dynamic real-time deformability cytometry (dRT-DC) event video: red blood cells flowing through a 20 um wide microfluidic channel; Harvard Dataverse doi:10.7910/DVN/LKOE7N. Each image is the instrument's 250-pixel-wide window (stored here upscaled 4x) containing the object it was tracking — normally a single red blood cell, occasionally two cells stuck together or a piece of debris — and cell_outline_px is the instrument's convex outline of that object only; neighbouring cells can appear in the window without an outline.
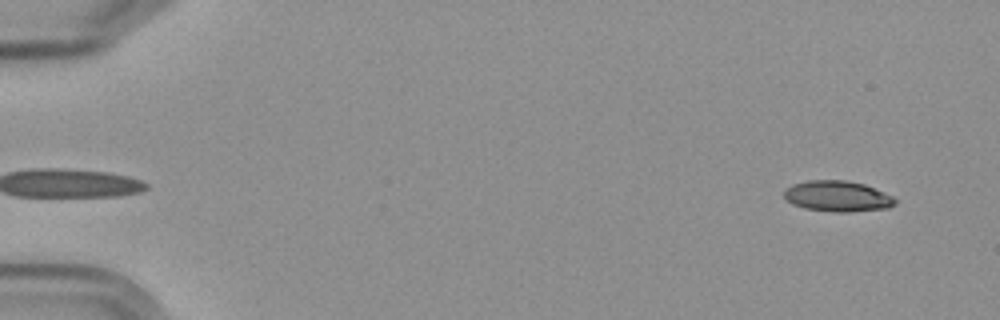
{"species": "Egyptian fruit bat (a non-hibernating species)", "species_latin": "Rousettus aegyptiacus", "temperature_condition": "cold", "stored_images_in_passage": 4, "segment_of_instrument_passage": [2, 2], "camera_frame_rate_fps": 3000, "um_per_image_px": 0.085, "frame": {"image": 1, "passage_image": 4, "time_ms": 3.667, "image_size_px": [1000, 320], "cell_outline_px": [[896, 204], [888, 208], [848, 212], [832, 212], [804, 208], [792, 204], [784, 196], [784, 188], [792, 184], [808, 180], [844, 180], [864, 184], [892, 196], [896, 200]], "centroid_in_image_um": [71.16, 16.68], "position_along_channel_um": 13.8, "area_um2": 19.94}}